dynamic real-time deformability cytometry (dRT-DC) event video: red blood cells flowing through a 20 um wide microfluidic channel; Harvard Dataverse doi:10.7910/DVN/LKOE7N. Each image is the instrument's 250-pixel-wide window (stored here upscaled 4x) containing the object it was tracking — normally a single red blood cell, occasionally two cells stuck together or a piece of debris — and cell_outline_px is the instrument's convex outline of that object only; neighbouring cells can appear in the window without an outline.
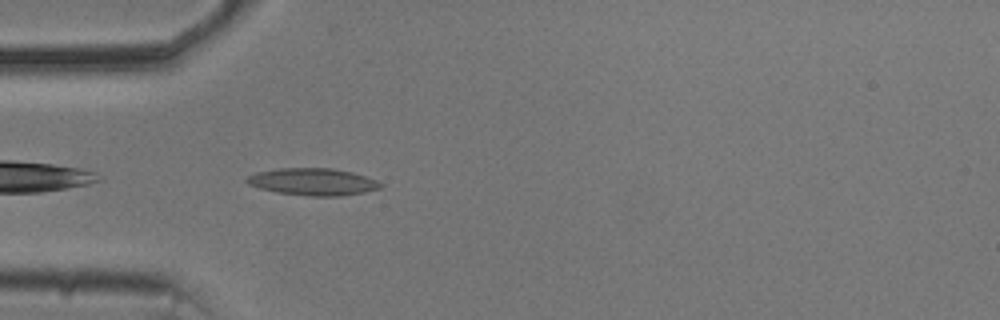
{"species": "common noctule bat (a hibernating species)", "species_latin": "Nyctalus noctula", "temperature_condition": "cold", "stored_images_in_passage": 41, "camera_frame_rate_fps": 3000, "um_per_image_px": 0.085, "animal": {"sex": "male", "body_mass_g": 20.5, "forearm_length_mm": 52.5}, "frame": {"image": 1, "passage_image": 3, "time_ms": 0.667, "image_size_px": [1000, 320], "cell_outline_px": [[384, 184], [380, 188], [364, 192], [340, 196], [312, 196], [276, 192], [260, 188], [248, 184], [244, 180], [248, 176], [256, 172], [276, 168], [332, 168], [352, 172], [376, 180]], "centroid_in_image_um": [26.58, 15.44], "position_along_channel_um": 58.4, "area_um2": 21.1}}
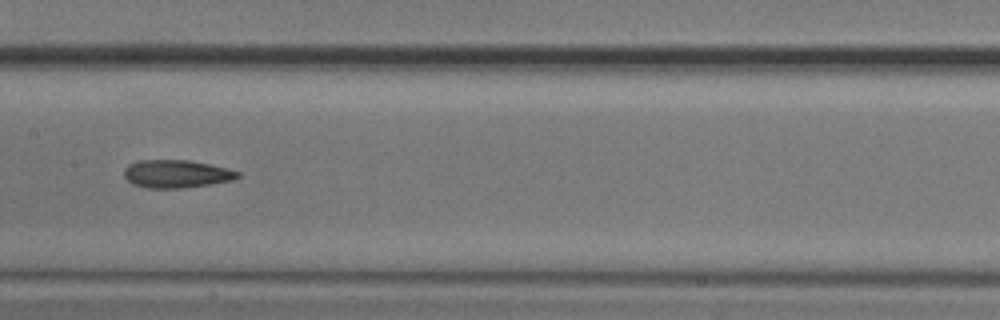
{"frame": {"image": 2, "passage_image": 14, "time_ms": 4.333, "image_size_px": [1000, 320], "cell_outline_px": [[240, 176], [236, 180], [212, 184], [180, 188], [148, 188], [132, 184], [124, 176], [124, 168], [128, 164], [136, 160], [188, 160], [228, 168], [240, 172]], "centroid_in_image_um": [15.0, 14.78], "position_along_channel_um": 192.4, "area_um2": 18.67}}
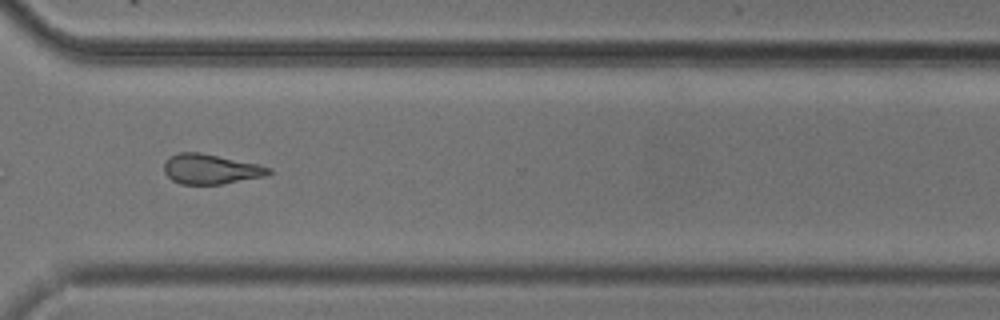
{"frame": {"image": 3, "passage_image": 27, "time_ms": 8.667, "image_size_px": [1000, 320], "cell_outline_px": [[272, 172], [268, 176], [220, 184], [180, 184], [172, 180], [164, 172], [164, 164], [168, 156], [180, 152], [200, 152], [256, 164], [272, 168]], "centroid_in_image_um": [17.9, 14.37], "position_along_channel_um": 352.7, "area_um2": 18.26}, "authors_computed_cell_mechanics": {"area_um2": 18.5538, "velocity_mm_per_s": 3.7155, "shape_relaxation_time_tau1_ms": 4.0348, "shape_relaxation_time_tau2_ms": 3.4876, "deformation_change_tau1": 0.1209, "deformation_change_tau2": 0.1402}}